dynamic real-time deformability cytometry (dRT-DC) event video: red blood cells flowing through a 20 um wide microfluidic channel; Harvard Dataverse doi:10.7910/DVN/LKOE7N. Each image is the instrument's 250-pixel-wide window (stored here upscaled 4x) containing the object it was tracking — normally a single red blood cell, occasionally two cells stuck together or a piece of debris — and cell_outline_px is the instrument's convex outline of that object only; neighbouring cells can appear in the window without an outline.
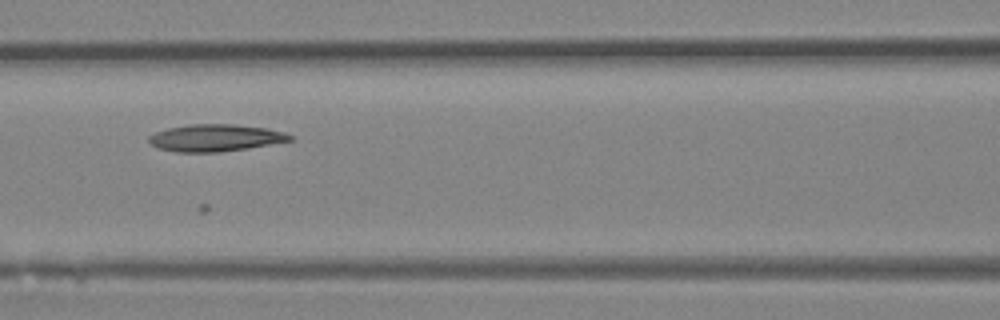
{"species": "Egyptian fruit bat (a non-hibernating species)", "species_latin": "Rousettus aegyptiacus", "temperature_condition": "room temperature", "stored_images_in_passage": 28, "camera_frame_rate_fps": 3000, "um_per_image_px": 0.085, "animal": {"sex": "female"}, "frame": {"image": 1, "passage_image": 7, "time_ms": 2.0, "image_size_px": [1000, 320], "cell_outline_px": [[292, 140], [248, 148], [220, 152], [176, 152], [156, 148], [148, 140], [148, 136], [156, 132], [168, 128], [188, 124], [236, 124], [268, 128], [284, 132], [292, 136]], "centroid_in_image_um": [18.29, 11.71], "position_along_channel_um": 148.3, "area_um2": 22.31}}